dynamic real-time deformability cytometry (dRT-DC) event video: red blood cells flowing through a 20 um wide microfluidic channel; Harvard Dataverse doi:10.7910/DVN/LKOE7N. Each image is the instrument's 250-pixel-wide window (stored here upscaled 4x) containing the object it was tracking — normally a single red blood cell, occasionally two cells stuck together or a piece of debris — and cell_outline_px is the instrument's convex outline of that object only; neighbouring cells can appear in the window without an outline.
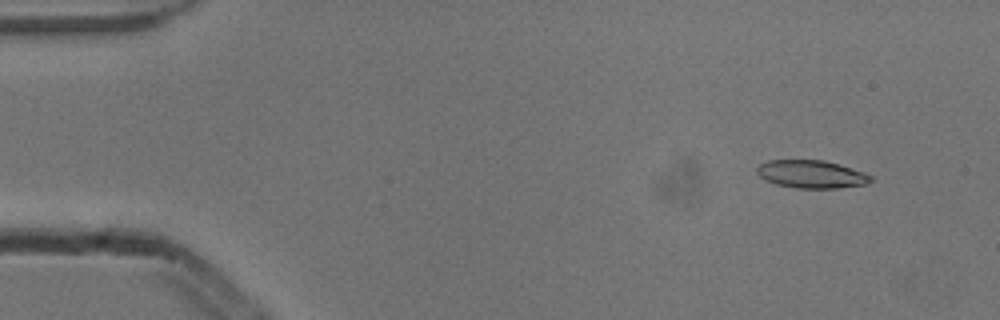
{"species": "common noctule bat (a hibernating species)", "species_latin": "Nyctalus noctula", "temperature_condition": "cold", "stored_images_in_passage": 5, "camera_frame_rate_fps": 3000, "um_per_image_px": 0.085, "animal": {"sex": "male", "body_mass_g": 13.3}, "frame": {"image": 1, "passage_image": 2, "time_ms": 0.333, "image_size_px": [1000, 320], "cell_outline_px": [[872, 180], [868, 184], [836, 188], [796, 188], [776, 184], [760, 176], [756, 172], [756, 168], [760, 164], [768, 160], [824, 160], [840, 164], [864, 172], [872, 176]], "centroid_in_image_um": [68.99, 14.8], "position_along_channel_um": 16.0, "area_um2": 18.5}}
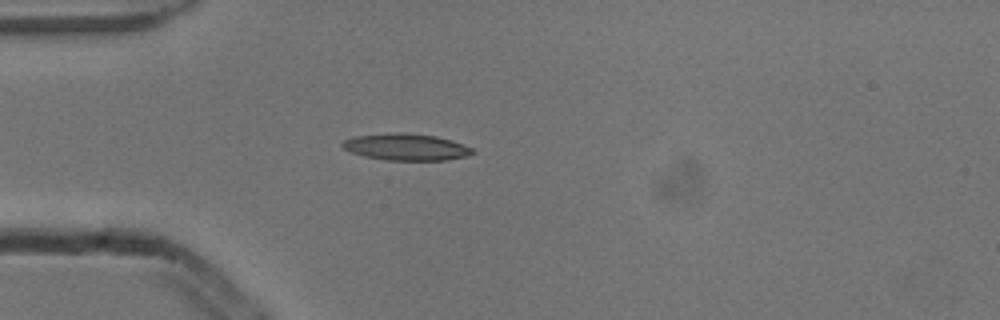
{"frame": {"image": 2, "passage_image": 5, "time_ms": 1.333, "image_size_px": [1000, 320], "cell_outline_px": [[476, 152], [464, 156], [448, 160], [388, 160], [364, 156], [352, 152], [344, 148], [340, 144], [344, 140], [352, 136], [400, 132], [436, 136], [452, 140], [472, 148]], "centroid_in_image_um": [34.51, 12.49], "position_along_channel_um": 50.5, "area_um2": 20.11}}